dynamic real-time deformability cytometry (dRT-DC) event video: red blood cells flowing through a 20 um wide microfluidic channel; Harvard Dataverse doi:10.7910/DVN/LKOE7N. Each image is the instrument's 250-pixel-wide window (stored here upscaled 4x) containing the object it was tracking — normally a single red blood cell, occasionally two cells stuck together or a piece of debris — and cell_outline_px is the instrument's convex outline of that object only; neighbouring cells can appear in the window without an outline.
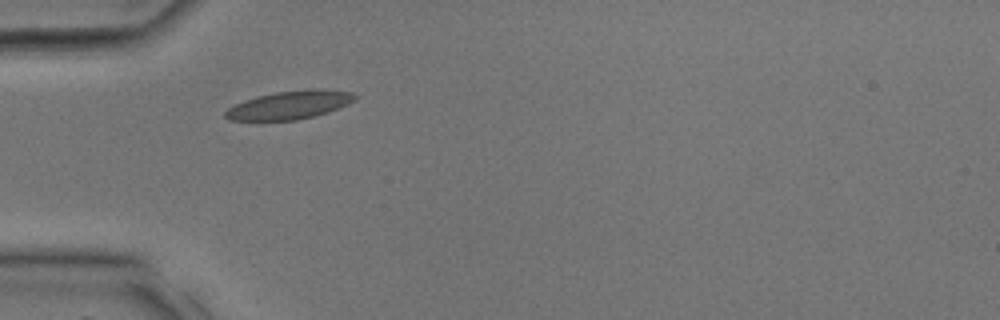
{"species": "common noctule bat (a hibernating species)", "species_latin": "Nyctalus noctula", "temperature_condition": "room temperature", "stored_images_in_passage": 11, "camera_frame_rate_fps": 3000, "um_per_image_px": 0.085, "animal": {"sex": "male", "body_mass_g": 17.9, "forearm_length_mm": 54.2}, "frame": {"image": 1, "passage_image": 1, "time_ms": 0.0, "image_size_px": [1000, 320], "cell_outline_px": [[360, 96], [328, 112], [296, 120], [228, 120], [224, 116], [224, 112], [228, 108], [244, 100], [256, 96], [276, 92], [312, 88], [320, 88], [352, 92]], "centroid_in_image_um": [24.59, 8.91], "position_along_channel_um": 60.4, "area_um2": 21.21}}
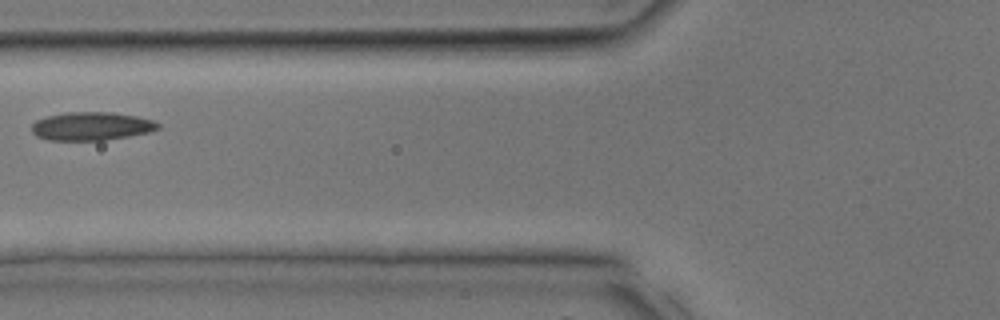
{"frame": {"image": 2, "passage_image": 4, "time_ms": 1.0, "image_size_px": [1000, 320], "cell_outline_px": [[160, 128], [148, 132], [128, 136], [104, 140], [48, 140], [36, 136], [32, 132], [32, 124], [36, 120], [48, 116], [68, 112], [108, 112], [136, 116], [152, 120], [160, 124]], "centroid_in_image_um": [7.75, 10.73], "position_along_channel_um": 118.0, "area_um2": 20.69}}
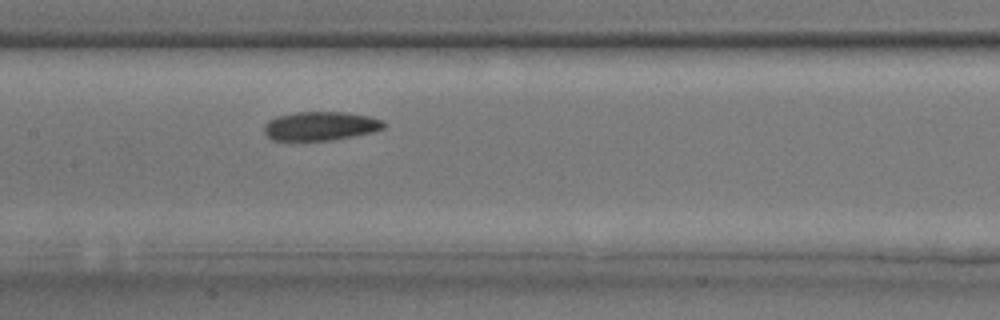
{"frame": {"image": 3, "passage_image": 7, "time_ms": 2.0, "image_size_px": [1000, 320], "cell_outline_px": [[388, 124], [384, 128], [372, 132], [332, 140], [272, 140], [264, 132], [264, 124], [268, 120], [276, 116], [296, 112], [344, 112], [368, 116], [380, 120]], "centroid_in_image_um": [27.22, 10.71], "position_along_channel_um": 180.2, "area_um2": 20.06}}